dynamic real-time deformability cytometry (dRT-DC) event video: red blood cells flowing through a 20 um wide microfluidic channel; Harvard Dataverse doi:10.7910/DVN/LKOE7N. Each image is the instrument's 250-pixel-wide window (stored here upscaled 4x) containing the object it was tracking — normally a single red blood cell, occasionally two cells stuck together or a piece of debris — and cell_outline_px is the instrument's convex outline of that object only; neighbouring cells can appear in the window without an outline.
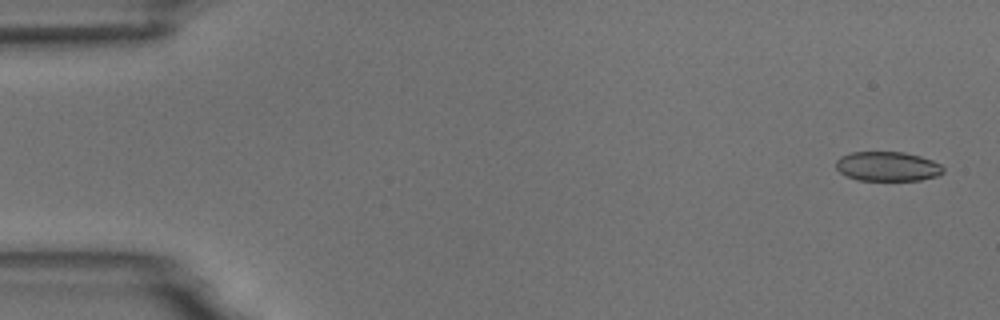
{"species": "common noctule bat (a hibernating species)", "species_latin": "Nyctalus noctula", "temperature_condition": "room temperature", "stored_images_in_passage": 7, "camera_frame_rate_fps": 3000, "um_per_image_px": 0.085, "animal": {"sex": "male", "body_mass_g": 18.8}, "frame": {"image": 1, "passage_image": 1, "time_ms": 0.0, "image_size_px": [1000, 320], "cell_outline_px": [[944, 172], [940, 176], [920, 180], [856, 180], [840, 172], [836, 168], [836, 160], [840, 156], [852, 152], [904, 152], [920, 156], [932, 160], [940, 164], [944, 168]], "centroid_in_image_um": [75.46, 14.14], "position_along_channel_um": 9.5, "area_um2": 18.55}}
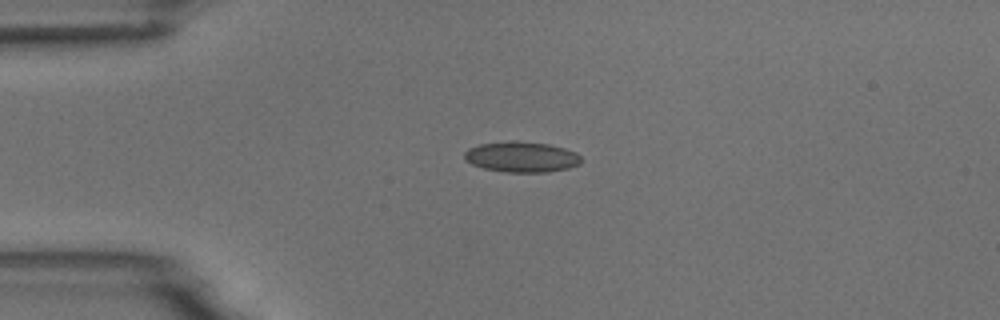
{"frame": {"image": 2, "passage_image": 4, "time_ms": 3.667, "image_size_px": [1000, 320], "cell_outline_px": [[580, 164], [568, 168], [548, 172], [508, 172], [484, 168], [472, 164], [464, 156], [464, 152], [468, 148], [480, 144], [512, 140], [516, 140], [548, 144], [564, 148], [576, 152], [580, 156]], "centroid_in_image_um": [44.34, 13.33], "position_along_channel_um": 40.7, "area_um2": 20.75}}
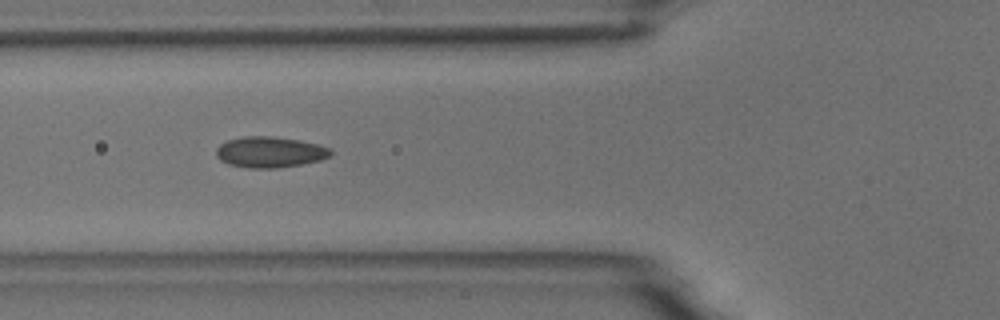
{"frame": {"image": 3, "passage_image": 6, "time_ms": 6.0, "image_size_px": [1000, 320], "cell_outline_px": [[332, 156], [320, 160], [304, 164], [276, 168], [248, 168], [228, 164], [220, 160], [216, 156], [216, 148], [220, 144], [228, 140], [244, 136], [272, 136], [300, 140], [316, 144], [328, 148], [332, 152]], "centroid_in_image_um": [22.93, 12.93], "position_along_channel_um": 102.9, "area_um2": 20.69}}